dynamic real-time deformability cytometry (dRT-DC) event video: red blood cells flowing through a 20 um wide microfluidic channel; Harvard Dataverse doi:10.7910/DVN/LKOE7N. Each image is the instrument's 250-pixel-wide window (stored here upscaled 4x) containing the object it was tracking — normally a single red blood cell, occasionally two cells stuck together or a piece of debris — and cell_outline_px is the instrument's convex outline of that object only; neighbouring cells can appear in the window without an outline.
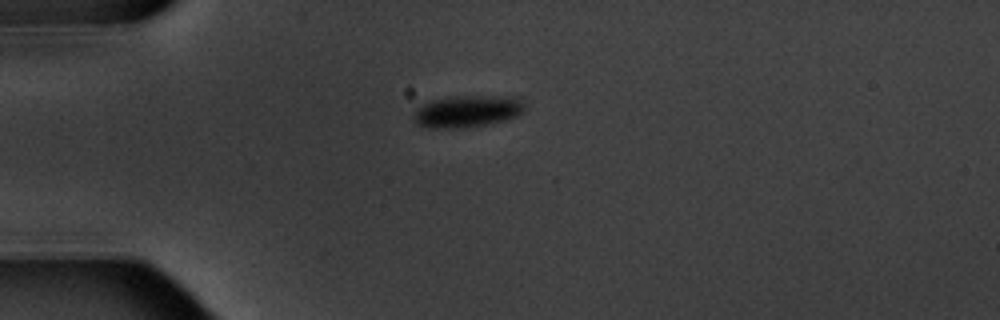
{"species": "common noctule bat (a hibernating species)", "species_latin": "Nyctalus noctula", "temperature_condition": "warm", "stored_images_in_passage": 6, "camera_frame_rate_fps": 3000, "um_per_image_px": 0.085, "animal": {"sex": "male", "body_mass_g": 20.1, "forearm_length_mm": 53.5}, "frame": {"image": 1, "passage_image": 1, "time_ms": 0.0, "image_size_px": [1000, 320], "cell_outline_px": [[524, 112], [516, 116], [504, 120], [488, 124], [464, 128], [424, 128], [416, 124], [412, 120], [416, 108], [432, 100], [448, 96], [520, 96], [524, 100]], "centroid_in_image_um": [39.72, 9.45], "position_along_channel_um": 45.3, "area_um2": 21.15}}
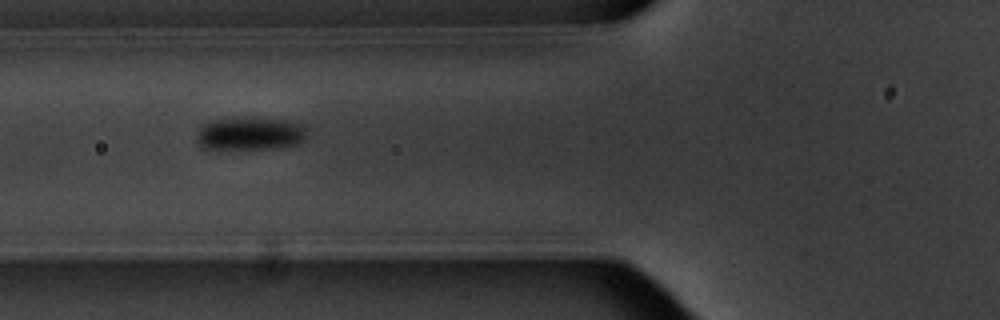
{"frame": {"image": 2, "passage_image": 3, "time_ms": 2.333, "image_size_px": [1000, 320], "cell_outline_px": [[308, 136], [304, 140], [296, 144], [284, 148], [204, 148], [196, 140], [196, 132], [208, 120], [256, 116], [296, 120], [304, 124], [308, 132]], "centroid_in_image_um": [21.36, 11.31], "position_along_channel_um": 104.4, "area_um2": 22.02}}